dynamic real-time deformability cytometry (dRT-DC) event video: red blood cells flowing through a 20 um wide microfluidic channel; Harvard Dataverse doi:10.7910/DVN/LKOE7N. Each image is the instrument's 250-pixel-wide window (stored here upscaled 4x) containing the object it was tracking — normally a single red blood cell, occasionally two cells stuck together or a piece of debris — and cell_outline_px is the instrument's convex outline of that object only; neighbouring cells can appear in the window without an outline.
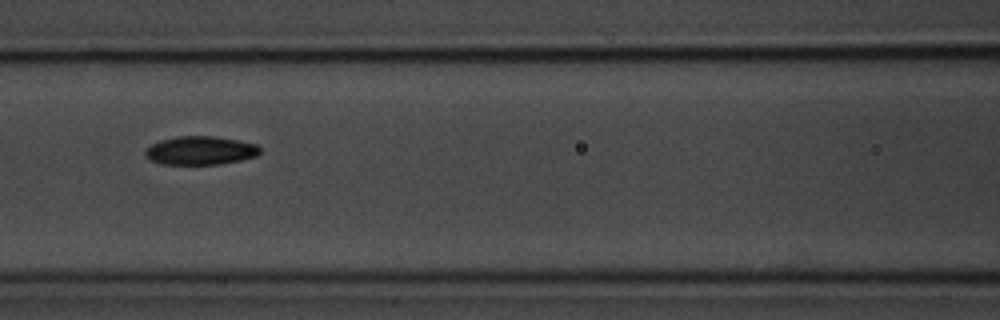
{"species": "common noctule bat (a hibernating species)", "species_latin": "Nyctalus noctula", "temperature_condition": "room temperature", "stored_images_in_passage": 12, "camera_frame_rate_fps": 3000, "um_per_image_px": 0.085, "animal": {"sex": "male", "body_mass_g": 20.1, "forearm_length_mm": 53.5}, "frame": {"image": 1, "passage_image": 4, "time_ms": 3.667, "image_size_px": [1000, 320], "cell_outline_px": [[260, 152], [256, 156], [240, 160], [220, 164], [160, 164], [152, 160], [144, 152], [152, 144], [160, 140], [176, 136], [216, 136], [240, 140], [256, 144], [260, 148]], "centroid_in_image_um": [17.06, 12.78], "position_along_channel_um": 149.5, "area_um2": 19.02}, "authors_computed_cell_mechanics": {"area_um2": 19.4497, "velocity_mm_per_s": 3.5342, "shape_relaxation_time_tau1_ms": 2.1633, "shape_relaxation_time_tau2_ms": 3.0213, "deformation_change_tau1": 0.0837, "deformation_change_tau2": 0.0688}}